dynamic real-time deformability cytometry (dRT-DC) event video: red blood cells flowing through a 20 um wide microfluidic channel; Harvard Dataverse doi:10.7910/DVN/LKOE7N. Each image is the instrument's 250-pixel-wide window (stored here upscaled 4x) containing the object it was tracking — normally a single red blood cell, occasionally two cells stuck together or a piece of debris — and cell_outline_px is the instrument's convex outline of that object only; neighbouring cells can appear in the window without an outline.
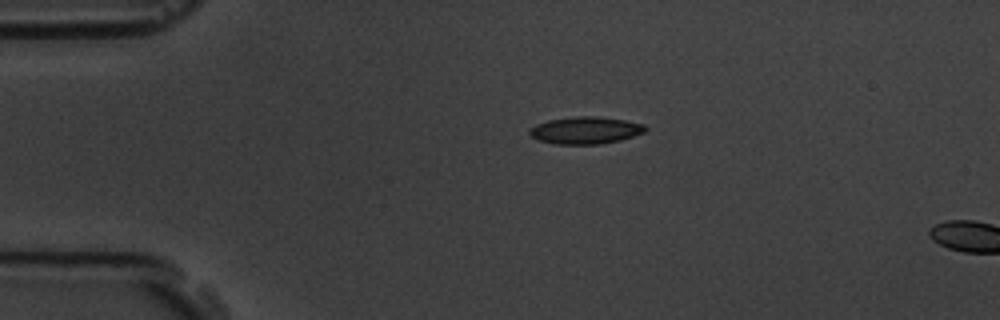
{"species": "common noctule bat (a hibernating species)", "species_latin": "Nyctalus noctula", "temperature_condition": "room temperature", "stored_images_in_passage": 2, "camera_frame_rate_fps": 3000, "um_per_image_px": 0.085, "animal": {"sex": "male", "body_mass_g": 19.5, "forearm_length_mm": 54.6}, "frame": {"image": 1, "passage_image": 1, "time_ms": 0.0, "image_size_px": [1000, 320], "cell_outline_px": [[648, 128], [644, 132], [620, 140], [600, 144], [556, 144], [540, 140], [532, 136], [528, 132], [528, 128], [536, 124], [548, 120], [576, 116], [596, 116], [624, 120], [644, 124]], "centroid_in_image_um": [49.75, 11.07], "position_along_channel_um": 35.2, "area_um2": 18.26}}